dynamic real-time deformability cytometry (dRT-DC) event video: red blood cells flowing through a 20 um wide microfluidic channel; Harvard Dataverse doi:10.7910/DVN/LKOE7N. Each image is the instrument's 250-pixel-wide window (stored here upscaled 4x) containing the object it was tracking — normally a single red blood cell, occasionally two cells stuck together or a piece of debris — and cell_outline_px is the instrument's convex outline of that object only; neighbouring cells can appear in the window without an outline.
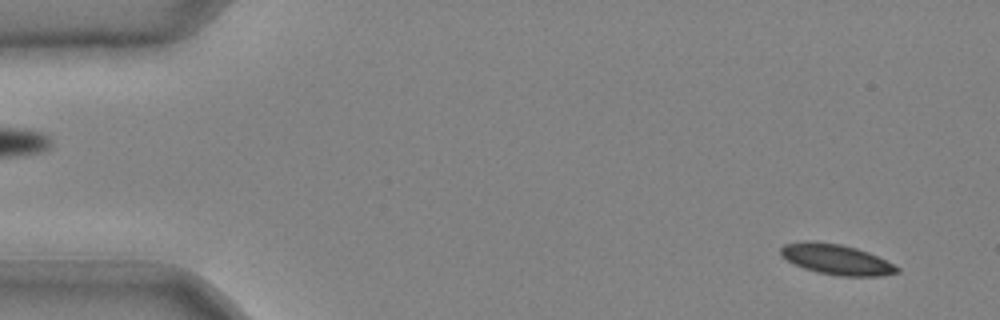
{"species": "common noctule bat (a hibernating species)", "species_latin": "Nyctalus noctula", "temperature_condition": "cold", "stored_images_in_passage": 43, "segment_of_instrument_passage": [1, 2], "camera_frame_rate_fps": 3000, "um_per_image_px": 0.085, "animal": {"sex": "male", "body_mass_g": 20.4}, "frame": {"image": 1, "passage_image": 2, "time_ms": 0.333, "image_size_px": [1000, 320], "cell_outline_px": [[900, 272], [880, 276], [840, 276], [816, 272], [804, 268], [788, 260], [780, 252], [780, 248], [784, 244], [804, 240], [812, 240], [840, 244], [856, 248], [868, 252], [900, 268]], "centroid_in_image_um": [71.08, 22.04], "position_along_channel_um": 13.9, "area_um2": 20.46}}
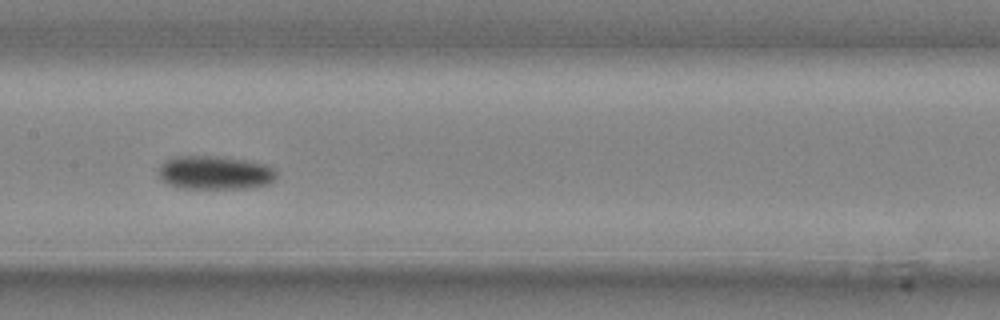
{"frame": {"image": 2, "passage_image": 21, "time_ms": 6.667, "image_size_px": [1000, 320], "cell_outline_px": [[276, 180], [272, 184], [248, 188], [180, 188], [168, 184], [160, 176], [160, 164], [164, 160], [172, 156], [216, 156], [244, 160], [264, 164], [276, 168]], "centroid_in_image_um": [18.31, 14.68], "position_along_channel_um": 189.1, "area_um2": 23.24}}
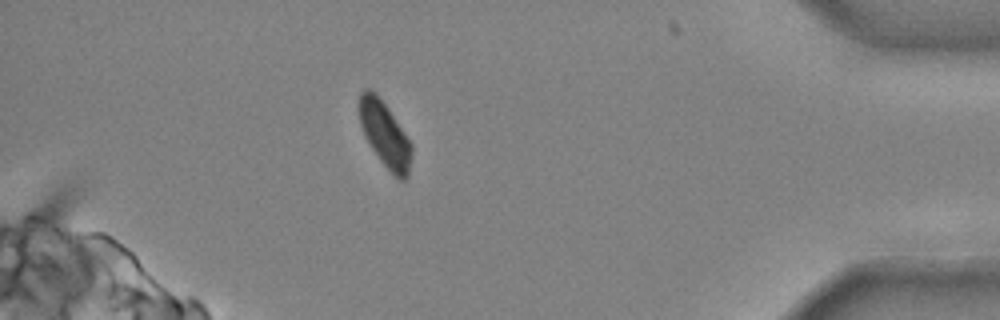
{"frame": {"image": 3, "passage_image": 38, "time_ms": 12.333, "image_size_px": [1000, 320], "cell_outline_px": [[412, 156], [408, 176], [404, 180], [400, 180], [380, 160], [364, 136], [360, 124], [356, 104], [360, 92], [364, 88], [368, 88], [388, 108], [412, 144]], "centroid_in_image_um": [32.68, 11.4], "position_along_channel_um": 402.5, "area_um2": 19.88}}